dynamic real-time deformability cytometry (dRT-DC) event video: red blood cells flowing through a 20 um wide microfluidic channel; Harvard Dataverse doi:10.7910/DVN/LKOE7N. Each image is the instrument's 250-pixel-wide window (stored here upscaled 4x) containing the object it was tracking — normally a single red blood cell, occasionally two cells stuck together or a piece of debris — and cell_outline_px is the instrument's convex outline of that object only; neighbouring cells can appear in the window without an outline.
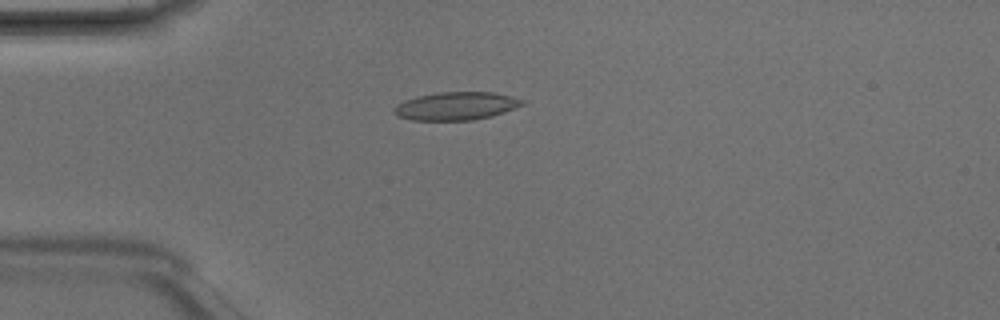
{"species": "Egyptian fruit bat (a non-hibernating species)", "species_latin": "Rousettus aegyptiacus", "temperature_condition": "room temperature", "stored_images_in_passage": 5, "camera_frame_rate_fps": 3000, "um_per_image_px": 0.085, "animal": {"sex": "male"}, "frame": {"image": 1, "passage_image": 4, "time_ms": 1.0, "image_size_px": [1000, 320], "cell_outline_px": [[524, 104], [504, 112], [492, 116], [472, 120], [412, 120], [396, 116], [392, 112], [392, 108], [396, 104], [404, 100], [416, 96], [440, 92], [492, 92], [512, 96], [524, 100]], "centroid_in_image_um": [38.72, 9.01], "position_along_channel_um": 46.3, "area_um2": 21.1}}